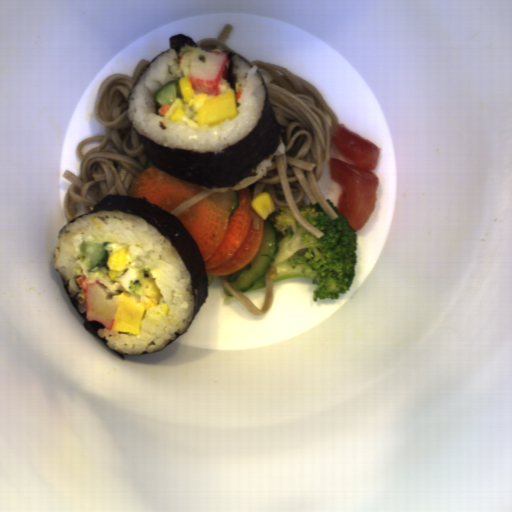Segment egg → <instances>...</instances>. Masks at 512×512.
I'll use <instances>...</instances> for the list:
<instances>
[{"label": "egg", "instance_id": "obj_1", "mask_svg": "<svg viewBox=\"0 0 512 512\" xmlns=\"http://www.w3.org/2000/svg\"><path fill=\"white\" fill-rule=\"evenodd\" d=\"M102 277L119 292L115 296L116 313L111 330L140 335L142 321L147 326L163 323L169 305L150 269L134 265L128 245H122L107 254L102 266L87 273V279Z\"/></svg>", "mask_w": 512, "mask_h": 512}, {"label": "egg", "instance_id": "obj_2", "mask_svg": "<svg viewBox=\"0 0 512 512\" xmlns=\"http://www.w3.org/2000/svg\"><path fill=\"white\" fill-rule=\"evenodd\" d=\"M218 96L199 92L192 98L177 97L163 116L166 121L184 123L190 129L209 131L219 124L230 122L240 114L236 91L229 80L221 78Z\"/></svg>", "mask_w": 512, "mask_h": 512}, {"label": "egg", "instance_id": "obj_3", "mask_svg": "<svg viewBox=\"0 0 512 512\" xmlns=\"http://www.w3.org/2000/svg\"><path fill=\"white\" fill-rule=\"evenodd\" d=\"M77 301H78V304L81 306L82 304L85 303L86 299H85V295H84V292H78L77 296Z\"/></svg>", "mask_w": 512, "mask_h": 512}]
</instances>
